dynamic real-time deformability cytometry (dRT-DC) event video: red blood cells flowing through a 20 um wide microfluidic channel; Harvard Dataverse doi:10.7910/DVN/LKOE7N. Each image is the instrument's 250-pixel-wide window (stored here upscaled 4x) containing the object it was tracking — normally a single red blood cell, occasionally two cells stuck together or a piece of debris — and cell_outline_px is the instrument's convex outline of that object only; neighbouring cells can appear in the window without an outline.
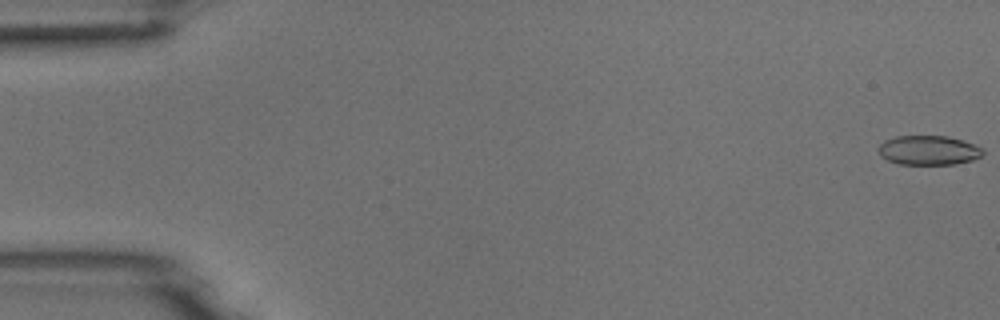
{"species": "common noctule bat (a hibernating species)", "species_latin": "Nyctalus noctula", "temperature_condition": "room temperature", "stored_images_in_passage": 5, "camera_frame_rate_fps": 3000, "um_per_image_px": 0.085, "animal": {"sex": "male", "body_mass_g": 18.8}, "frame": {"image": 1, "passage_image": 1, "time_ms": 0.0, "image_size_px": [1000, 320], "cell_outline_px": [[984, 152], [980, 156], [972, 160], [956, 164], [896, 164], [880, 156], [876, 148], [884, 140], [896, 136], [948, 136], [964, 140], [984, 148]], "centroid_in_image_um": [78.91, 12.77], "position_along_channel_um": 6.1, "area_um2": 18.15}}
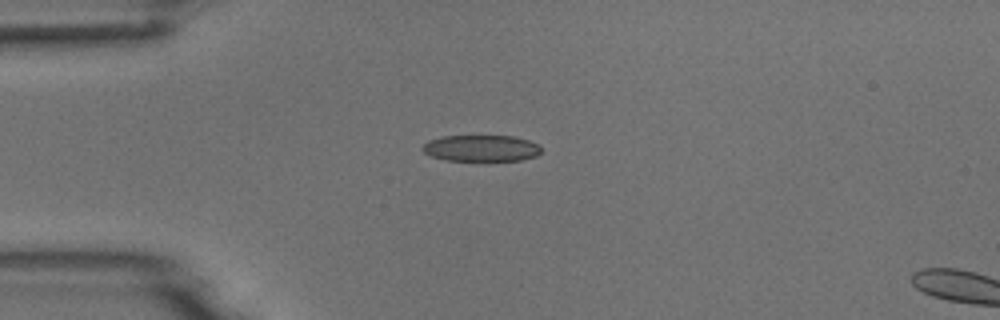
{"frame": {"image": 2, "passage_image": 4, "time_ms": 4.333, "image_size_px": [1000, 320], "cell_outline_px": [[540, 152], [536, 156], [520, 160], [444, 160], [432, 156], [424, 152], [420, 148], [428, 140], [440, 136], [512, 136], [528, 140], [536, 144], [540, 148]], "centroid_in_image_um": [40.85, 12.59], "position_along_channel_um": 44.2, "area_um2": 18.09}}